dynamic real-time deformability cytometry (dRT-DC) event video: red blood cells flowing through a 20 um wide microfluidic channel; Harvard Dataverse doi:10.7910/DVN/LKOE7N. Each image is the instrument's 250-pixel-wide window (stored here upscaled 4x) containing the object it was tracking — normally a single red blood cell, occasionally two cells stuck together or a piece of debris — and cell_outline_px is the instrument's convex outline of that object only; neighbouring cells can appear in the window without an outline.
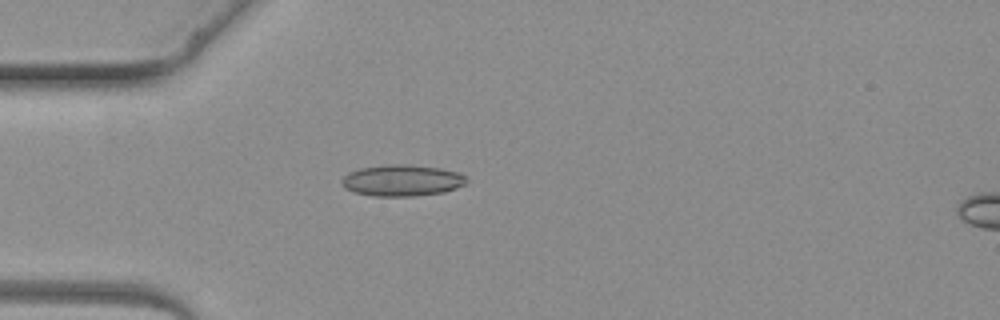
{"species": "common noctule bat (a hibernating species)", "species_latin": "Nyctalus noctula", "temperature_condition": "warm", "stored_images_in_passage": 5, "camera_frame_rate_fps": 3000, "um_per_image_px": 0.085, "animal": {"sex": "female", "body_mass_g": 19.3, "forearm_length_mm": 54.1}, "frame": {"image": 1, "passage_image": 4, "time_ms": 3.333, "image_size_px": [1000, 320], "cell_outline_px": [[468, 180], [464, 184], [456, 188], [444, 192], [412, 196], [372, 196], [356, 192], [344, 188], [340, 180], [348, 172], [360, 168], [388, 164], [408, 164], [440, 168], [460, 172]], "centroid_in_image_um": [34.16, 15.33], "position_along_channel_um": 50.8, "area_um2": 22.89}}